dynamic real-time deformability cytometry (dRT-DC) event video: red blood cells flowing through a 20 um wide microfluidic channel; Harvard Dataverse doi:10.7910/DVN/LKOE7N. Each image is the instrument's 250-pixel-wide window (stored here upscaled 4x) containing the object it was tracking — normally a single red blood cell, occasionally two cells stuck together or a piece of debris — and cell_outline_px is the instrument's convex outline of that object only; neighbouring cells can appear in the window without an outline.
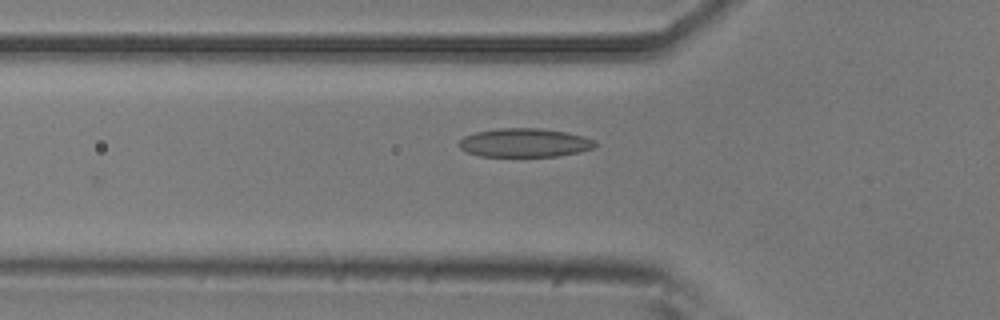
{"species": "common noctule bat (a hibernating species)", "species_latin": "Nyctalus noctula", "temperature_condition": "room temperature", "stored_images_in_passage": 25, "camera_frame_rate_fps": 3000, "um_per_image_px": 0.085, "animal": {"sex": "male", "body_mass_g": 20.5, "forearm_length_mm": 52.5}, "frame": {"image": 1, "passage_image": 3, "time_ms": 0.667, "image_size_px": [1000, 320], "cell_outline_px": [[596, 144], [592, 148], [580, 152], [556, 156], [480, 156], [468, 152], [460, 148], [460, 140], [464, 136], [476, 132], [500, 128], [540, 128], [564, 132], [584, 136], [596, 140]], "centroid_in_image_um": [44.61, 12.13], "position_along_channel_um": 81.2, "area_um2": 22.6}}
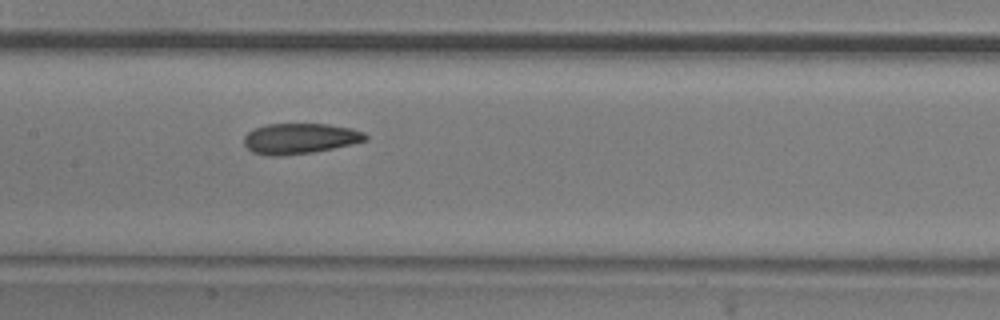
{"frame": {"image": 2, "passage_image": 11, "time_ms": 3.333, "image_size_px": [1000, 320], "cell_outline_px": [[368, 140], [352, 144], [312, 152], [280, 156], [268, 156], [252, 152], [244, 144], [244, 136], [248, 132], [256, 128], [268, 124], [328, 124], [352, 128], [364, 132], [368, 136]], "centroid_in_image_um": [25.5, 11.77], "position_along_channel_um": 181.9, "area_um2": 21.62}}
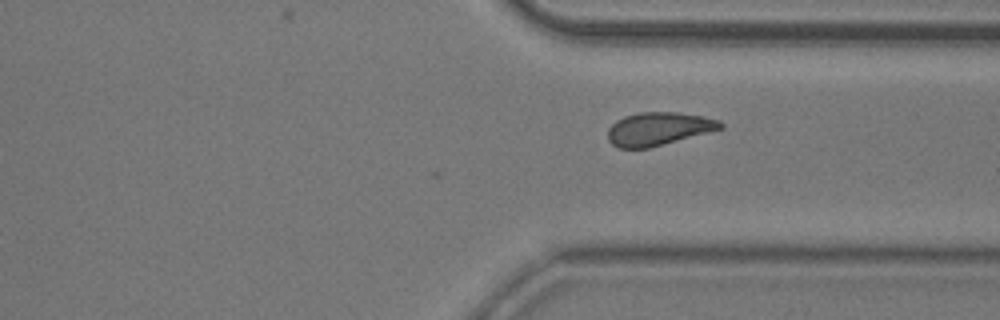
{"frame": {"image": 3, "passage_image": 25, "time_ms": 8.0, "image_size_px": [1000, 320], "cell_outline_px": [[724, 128], [648, 148], [620, 148], [612, 144], [608, 140], [608, 128], [616, 120], [624, 116], [640, 112], [676, 112], [700, 116], [720, 120], [724, 124]], "centroid_in_image_um": [55.96, 10.94], "position_along_channel_um": 355.4, "area_um2": 21.62}}